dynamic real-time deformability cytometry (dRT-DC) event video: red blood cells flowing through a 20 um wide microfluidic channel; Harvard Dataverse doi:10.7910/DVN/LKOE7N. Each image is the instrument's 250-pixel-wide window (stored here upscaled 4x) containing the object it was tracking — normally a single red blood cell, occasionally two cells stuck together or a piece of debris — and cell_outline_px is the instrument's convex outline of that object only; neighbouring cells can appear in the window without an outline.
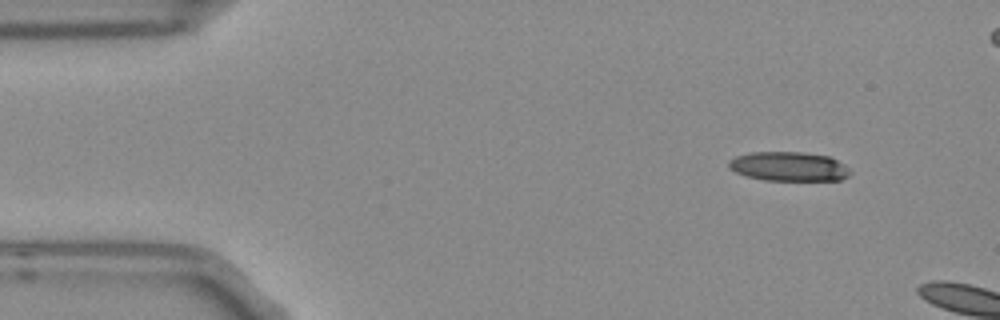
{"species": "Egyptian fruit bat (a non-hibernating species)", "species_latin": "Rousettus aegyptiacus", "temperature_condition": "room temperature", "stored_images_in_passage": 2, "camera_frame_rate_fps": 3000, "um_per_image_px": 0.085, "frame": {"image": 1, "passage_image": 1, "time_ms": 0.0, "image_size_px": [1000, 320], "cell_outline_px": [[852, 172], [848, 176], [840, 180], [764, 180], [744, 176], [728, 168], [728, 160], [736, 156], [752, 152], [804, 152], [828, 156], [844, 164]], "centroid_in_image_um": [67.02, 14.15], "position_along_channel_um": 18.0, "area_um2": 20.81}}